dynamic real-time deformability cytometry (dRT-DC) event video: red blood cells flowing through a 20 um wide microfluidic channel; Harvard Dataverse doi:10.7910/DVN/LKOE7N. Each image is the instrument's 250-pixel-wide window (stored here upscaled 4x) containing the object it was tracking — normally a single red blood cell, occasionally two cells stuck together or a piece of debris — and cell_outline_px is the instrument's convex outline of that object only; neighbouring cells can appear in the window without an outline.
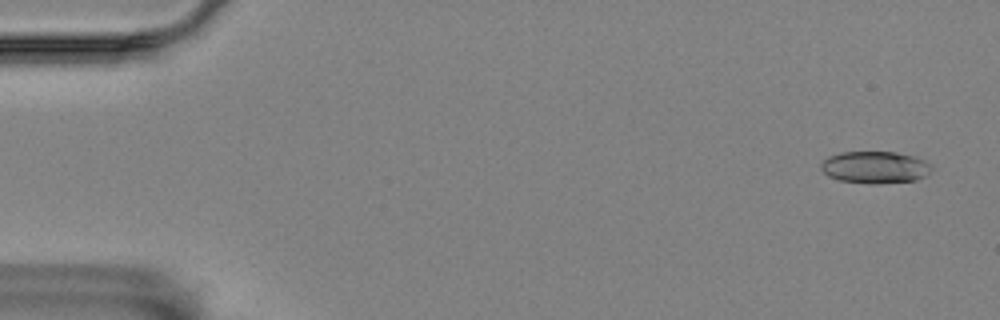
{"species": "Egyptian fruit bat (a non-hibernating species)", "species_latin": "Rousettus aegyptiacus", "temperature_condition": "room temperature", "stored_images_in_passage": 6, "camera_frame_rate_fps": 3000, "um_per_image_px": 0.085, "animal": {"sex": "female"}, "frame": {"image": 1, "passage_image": 1, "time_ms": 0.0, "image_size_px": [1000, 320], "cell_outline_px": [[932, 168], [924, 176], [916, 180], [876, 184], [872, 184], [840, 180], [828, 176], [820, 168], [820, 164], [828, 156], [840, 152], [896, 152], [916, 156], [932, 164]], "centroid_in_image_um": [74.38, 14.21], "position_along_channel_um": 10.6, "area_um2": 20.75}}